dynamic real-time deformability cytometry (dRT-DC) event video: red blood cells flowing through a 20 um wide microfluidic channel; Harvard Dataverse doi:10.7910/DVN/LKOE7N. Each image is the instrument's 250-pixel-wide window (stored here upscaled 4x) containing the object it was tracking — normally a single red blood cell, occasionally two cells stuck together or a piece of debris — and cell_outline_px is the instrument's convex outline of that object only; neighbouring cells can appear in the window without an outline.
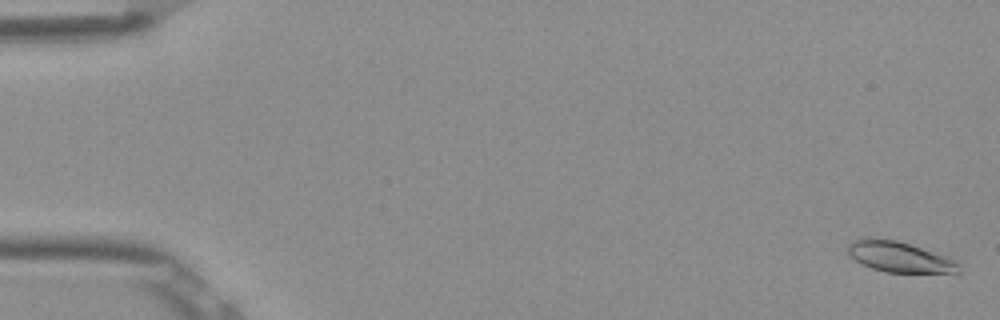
{"species": "Egyptian fruit bat (a non-hibernating species)", "species_latin": "Rousettus aegyptiacus", "temperature_condition": "room temperature", "stored_images_in_passage": 4, "camera_frame_rate_fps": 3000, "um_per_image_px": 0.085, "frame": {"image": 1, "passage_image": 1, "time_ms": 0.0, "image_size_px": [1000, 320], "cell_outline_px": [[960, 272], [956, 276], [884, 272], [872, 268], [856, 260], [848, 252], [848, 244], [852, 240], [896, 240], [956, 256], [960, 260]], "centroid_in_image_um": [76.79, 21.92], "position_along_channel_um": 8.2, "area_um2": 20.92}}